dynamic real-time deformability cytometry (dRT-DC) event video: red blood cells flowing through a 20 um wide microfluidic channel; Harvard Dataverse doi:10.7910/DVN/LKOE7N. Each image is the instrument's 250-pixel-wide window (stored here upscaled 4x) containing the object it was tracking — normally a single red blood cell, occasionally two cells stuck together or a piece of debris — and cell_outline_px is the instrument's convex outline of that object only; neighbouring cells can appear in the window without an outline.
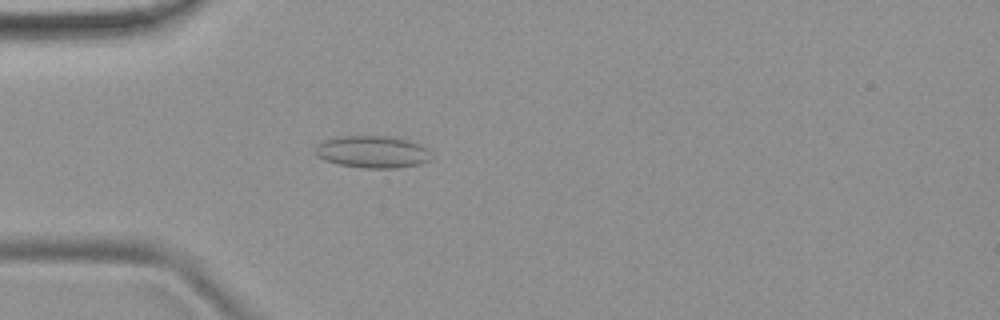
{"species": "common noctule bat (a hibernating species)", "species_latin": "Nyctalus noctula", "temperature_condition": "room temperature", "stored_images_in_passage": 43, "camera_frame_rate_fps": 3000, "um_per_image_px": 0.085, "animal": {"sex": "female", "body_mass_g": 19.9}, "frame": {"image": 1, "passage_image": 6, "time_ms": 1.667, "image_size_px": [1000, 320], "cell_outline_px": [[432, 160], [420, 164], [396, 168], [364, 168], [340, 164], [324, 160], [316, 152], [316, 144], [324, 140], [344, 136], [392, 136], [408, 140], [420, 144], [428, 148], [432, 152]], "centroid_in_image_um": [31.74, 12.91], "position_along_channel_um": 53.3, "area_um2": 21.85}}
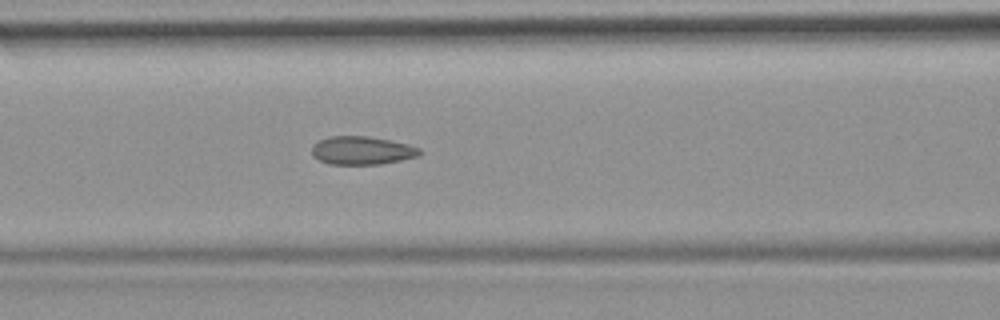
{"frame": {"image": 2, "passage_image": 13, "time_ms": 4.0, "image_size_px": [1000, 320], "cell_outline_px": [[420, 156], [380, 164], [328, 164], [312, 156], [312, 144], [328, 136], [368, 136], [408, 144], [420, 148]], "centroid_in_image_um": [30.74, 12.79], "position_along_channel_um": 135.9, "area_um2": 17.74}}
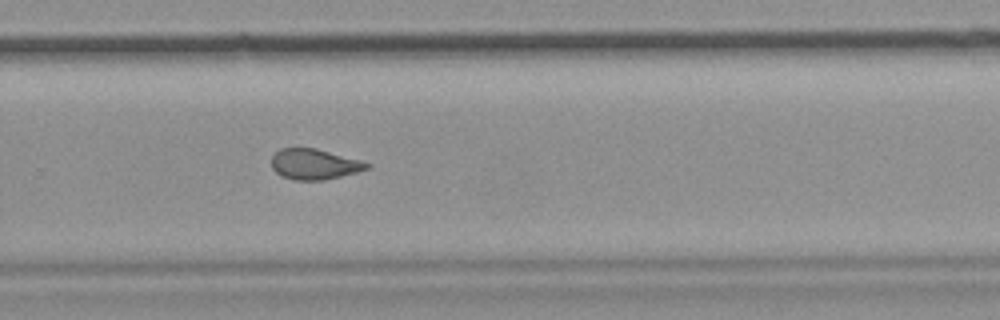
{"frame": {"image": 3, "passage_image": 26, "time_ms": 8.333, "image_size_px": [1000, 320], "cell_outline_px": [[372, 164], [368, 168], [356, 172], [324, 180], [292, 180], [280, 176], [272, 168], [272, 156], [280, 148], [316, 148], [364, 160]], "centroid_in_image_um": [26.73, 13.95], "position_along_channel_um": 303.1, "area_um2": 17.17}, "authors_computed_cell_mechanics": {"area_um2": 17.8024, "velocity_mm_per_s": 3.8825, "shape_relaxation_time_tau1_ms": null, "shape_relaxation_time_tau2_ms": 1.5479, "deformation_change_tau1": null, "deformation_change_tau2": 0.0639}}